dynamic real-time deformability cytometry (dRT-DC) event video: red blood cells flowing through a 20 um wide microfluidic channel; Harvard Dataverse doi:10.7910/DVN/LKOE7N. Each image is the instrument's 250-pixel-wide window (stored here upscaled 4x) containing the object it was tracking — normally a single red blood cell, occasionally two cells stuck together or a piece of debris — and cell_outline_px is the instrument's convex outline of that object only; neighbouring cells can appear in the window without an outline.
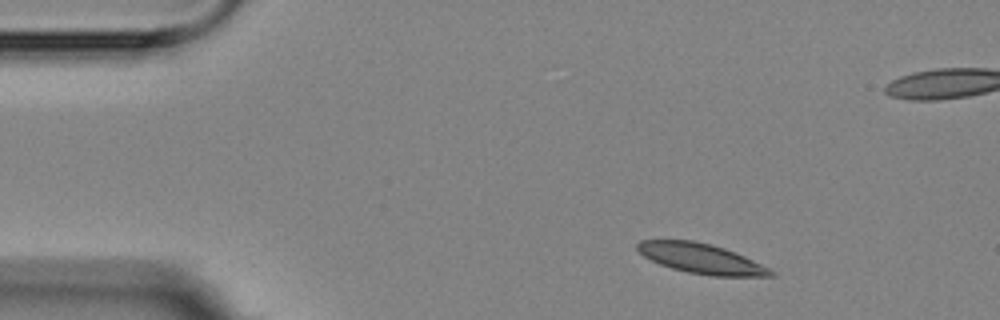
{"species": "Egyptian fruit bat (a non-hibernating species)", "species_latin": "Rousettus aegyptiacus", "temperature_condition": "room temperature", "stored_images_in_passage": 4, "camera_frame_rate_fps": 3000, "um_per_image_px": 0.085, "animal": {"sex": "female"}, "frame": {"image": 1, "passage_image": 1, "time_ms": 0.0, "image_size_px": [1000, 320], "cell_outline_px": [[776, 276], [712, 276], [688, 272], [672, 268], [660, 264], [644, 256], [636, 248], [636, 244], [640, 240], [692, 240], [712, 244], [724, 248], [744, 256], [776, 272]], "centroid_in_image_um": [59.6, 21.97], "position_along_channel_um": 25.4, "area_um2": 23.12}}
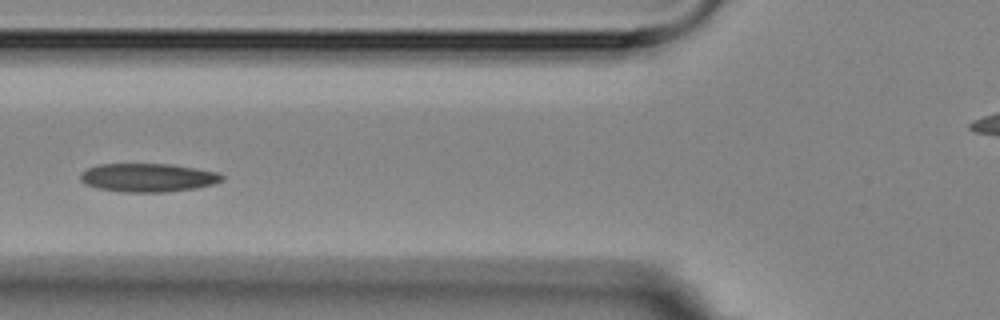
{"frame": {"image": 2, "passage_image": 4, "time_ms": 4.333, "image_size_px": [1000, 320], "cell_outline_px": [[224, 180], [212, 184], [196, 188], [164, 192], [124, 192], [100, 188], [84, 184], [80, 180], [80, 172], [88, 168], [100, 164], [168, 164], [196, 168], [216, 172], [224, 176]], "centroid_in_image_um": [12.56, 15.09], "position_along_channel_um": 113.2, "area_um2": 23.41}}